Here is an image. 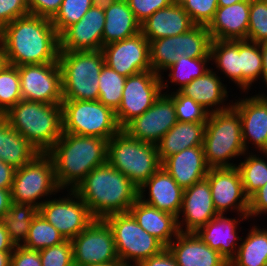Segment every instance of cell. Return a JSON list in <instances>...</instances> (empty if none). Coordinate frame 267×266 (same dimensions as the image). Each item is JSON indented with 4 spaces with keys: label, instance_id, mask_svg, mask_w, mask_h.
<instances>
[{
    "label": "cell",
    "instance_id": "f546056e",
    "mask_svg": "<svg viewBox=\"0 0 267 266\" xmlns=\"http://www.w3.org/2000/svg\"><path fill=\"white\" fill-rule=\"evenodd\" d=\"M206 122H177L156 144L162 162L172 154L203 146Z\"/></svg>",
    "mask_w": 267,
    "mask_h": 266
},
{
    "label": "cell",
    "instance_id": "52a82bcc",
    "mask_svg": "<svg viewBox=\"0 0 267 266\" xmlns=\"http://www.w3.org/2000/svg\"><path fill=\"white\" fill-rule=\"evenodd\" d=\"M107 162L138 188L162 165L155 144L133 139L122 129L108 140Z\"/></svg>",
    "mask_w": 267,
    "mask_h": 266
},
{
    "label": "cell",
    "instance_id": "8fae6325",
    "mask_svg": "<svg viewBox=\"0 0 267 266\" xmlns=\"http://www.w3.org/2000/svg\"><path fill=\"white\" fill-rule=\"evenodd\" d=\"M211 43L212 37L207 27L201 25H195L178 36L152 40L149 42L152 71L162 76L165 69L182 56L210 58Z\"/></svg>",
    "mask_w": 267,
    "mask_h": 266
},
{
    "label": "cell",
    "instance_id": "f1b7e54d",
    "mask_svg": "<svg viewBox=\"0 0 267 266\" xmlns=\"http://www.w3.org/2000/svg\"><path fill=\"white\" fill-rule=\"evenodd\" d=\"M129 213L150 235L167 247L180 233L177 217L156 209L139 198L130 207Z\"/></svg>",
    "mask_w": 267,
    "mask_h": 266
},
{
    "label": "cell",
    "instance_id": "9a60e30c",
    "mask_svg": "<svg viewBox=\"0 0 267 266\" xmlns=\"http://www.w3.org/2000/svg\"><path fill=\"white\" fill-rule=\"evenodd\" d=\"M22 99L47 104L63 101L61 69L58 62L18 66Z\"/></svg>",
    "mask_w": 267,
    "mask_h": 266
},
{
    "label": "cell",
    "instance_id": "f6af8a7d",
    "mask_svg": "<svg viewBox=\"0 0 267 266\" xmlns=\"http://www.w3.org/2000/svg\"><path fill=\"white\" fill-rule=\"evenodd\" d=\"M195 25L208 26L218 9V0H177Z\"/></svg>",
    "mask_w": 267,
    "mask_h": 266
},
{
    "label": "cell",
    "instance_id": "d6986e66",
    "mask_svg": "<svg viewBox=\"0 0 267 266\" xmlns=\"http://www.w3.org/2000/svg\"><path fill=\"white\" fill-rule=\"evenodd\" d=\"M232 106L238 111L241 119L242 140L246 152L252 146L255 151L267 150V93L234 99ZM251 144L252 146L250 147ZM250 149V150H249Z\"/></svg>",
    "mask_w": 267,
    "mask_h": 266
},
{
    "label": "cell",
    "instance_id": "ab89813d",
    "mask_svg": "<svg viewBox=\"0 0 267 266\" xmlns=\"http://www.w3.org/2000/svg\"><path fill=\"white\" fill-rule=\"evenodd\" d=\"M125 82V76L104 64L99 75L98 100L115 112L121 103Z\"/></svg>",
    "mask_w": 267,
    "mask_h": 266
},
{
    "label": "cell",
    "instance_id": "60d3db41",
    "mask_svg": "<svg viewBox=\"0 0 267 266\" xmlns=\"http://www.w3.org/2000/svg\"><path fill=\"white\" fill-rule=\"evenodd\" d=\"M21 100L18 67L6 64L0 71V113L4 115Z\"/></svg>",
    "mask_w": 267,
    "mask_h": 266
},
{
    "label": "cell",
    "instance_id": "83f0119b",
    "mask_svg": "<svg viewBox=\"0 0 267 266\" xmlns=\"http://www.w3.org/2000/svg\"><path fill=\"white\" fill-rule=\"evenodd\" d=\"M195 24L176 0L168 7L157 10L141 24V32L150 42L189 31Z\"/></svg>",
    "mask_w": 267,
    "mask_h": 266
},
{
    "label": "cell",
    "instance_id": "f35d334b",
    "mask_svg": "<svg viewBox=\"0 0 267 266\" xmlns=\"http://www.w3.org/2000/svg\"><path fill=\"white\" fill-rule=\"evenodd\" d=\"M64 241L65 239L60 232L38 212L32 219L31 227L23 246L40 251Z\"/></svg>",
    "mask_w": 267,
    "mask_h": 266
},
{
    "label": "cell",
    "instance_id": "816d5d0a",
    "mask_svg": "<svg viewBox=\"0 0 267 266\" xmlns=\"http://www.w3.org/2000/svg\"><path fill=\"white\" fill-rule=\"evenodd\" d=\"M267 215V182L249 198L248 218Z\"/></svg>",
    "mask_w": 267,
    "mask_h": 266
},
{
    "label": "cell",
    "instance_id": "74e56055",
    "mask_svg": "<svg viewBox=\"0 0 267 266\" xmlns=\"http://www.w3.org/2000/svg\"><path fill=\"white\" fill-rule=\"evenodd\" d=\"M241 92L248 95L252 84L261 80L263 60L260 43L240 40Z\"/></svg>",
    "mask_w": 267,
    "mask_h": 266
},
{
    "label": "cell",
    "instance_id": "9c48e42d",
    "mask_svg": "<svg viewBox=\"0 0 267 266\" xmlns=\"http://www.w3.org/2000/svg\"><path fill=\"white\" fill-rule=\"evenodd\" d=\"M61 106L62 133L109 140L121 130L115 112L99 100H63Z\"/></svg>",
    "mask_w": 267,
    "mask_h": 266
},
{
    "label": "cell",
    "instance_id": "c3c4849f",
    "mask_svg": "<svg viewBox=\"0 0 267 266\" xmlns=\"http://www.w3.org/2000/svg\"><path fill=\"white\" fill-rule=\"evenodd\" d=\"M29 13L27 0H0V30L15 19Z\"/></svg>",
    "mask_w": 267,
    "mask_h": 266
},
{
    "label": "cell",
    "instance_id": "d4e9b609",
    "mask_svg": "<svg viewBox=\"0 0 267 266\" xmlns=\"http://www.w3.org/2000/svg\"><path fill=\"white\" fill-rule=\"evenodd\" d=\"M163 167L184 190L206 178L210 170L203 146H195L175 153L162 161Z\"/></svg>",
    "mask_w": 267,
    "mask_h": 266
},
{
    "label": "cell",
    "instance_id": "ffe728a7",
    "mask_svg": "<svg viewBox=\"0 0 267 266\" xmlns=\"http://www.w3.org/2000/svg\"><path fill=\"white\" fill-rule=\"evenodd\" d=\"M217 215L206 178L184 189L182 207L177 217L180 232H196Z\"/></svg>",
    "mask_w": 267,
    "mask_h": 266
},
{
    "label": "cell",
    "instance_id": "e0dca14e",
    "mask_svg": "<svg viewBox=\"0 0 267 266\" xmlns=\"http://www.w3.org/2000/svg\"><path fill=\"white\" fill-rule=\"evenodd\" d=\"M101 50L105 64L125 77L152 70L149 41L142 32L107 44Z\"/></svg>",
    "mask_w": 267,
    "mask_h": 266
},
{
    "label": "cell",
    "instance_id": "e575fe53",
    "mask_svg": "<svg viewBox=\"0 0 267 266\" xmlns=\"http://www.w3.org/2000/svg\"><path fill=\"white\" fill-rule=\"evenodd\" d=\"M209 63H211L210 58H190L182 56L173 65L165 69L166 73L169 70L168 80H164V76H160L162 93H164L166 89L171 88L169 87L170 83L176 85V87L178 85V88L173 91H179L194 79L201 77L211 68L208 66L210 65Z\"/></svg>",
    "mask_w": 267,
    "mask_h": 266
},
{
    "label": "cell",
    "instance_id": "bcb514c9",
    "mask_svg": "<svg viewBox=\"0 0 267 266\" xmlns=\"http://www.w3.org/2000/svg\"><path fill=\"white\" fill-rule=\"evenodd\" d=\"M42 266H74L71 240L39 251Z\"/></svg>",
    "mask_w": 267,
    "mask_h": 266
},
{
    "label": "cell",
    "instance_id": "8d00e7d4",
    "mask_svg": "<svg viewBox=\"0 0 267 266\" xmlns=\"http://www.w3.org/2000/svg\"><path fill=\"white\" fill-rule=\"evenodd\" d=\"M255 153L252 150L246 152L243 156L244 159H240V163L236 166L241 176L244 193L248 198L267 182V160H265L267 159V153Z\"/></svg>",
    "mask_w": 267,
    "mask_h": 266
},
{
    "label": "cell",
    "instance_id": "44dd1931",
    "mask_svg": "<svg viewBox=\"0 0 267 266\" xmlns=\"http://www.w3.org/2000/svg\"><path fill=\"white\" fill-rule=\"evenodd\" d=\"M104 10L92 6L83 18L59 35L60 51H95L103 47Z\"/></svg>",
    "mask_w": 267,
    "mask_h": 266
},
{
    "label": "cell",
    "instance_id": "94428289",
    "mask_svg": "<svg viewBox=\"0 0 267 266\" xmlns=\"http://www.w3.org/2000/svg\"><path fill=\"white\" fill-rule=\"evenodd\" d=\"M241 1L244 0H218V7L230 6Z\"/></svg>",
    "mask_w": 267,
    "mask_h": 266
},
{
    "label": "cell",
    "instance_id": "f5cc1de1",
    "mask_svg": "<svg viewBox=\"0 0 267 266\" xmlns=\"http://www.w3.org/2000/svg\"><path fill=\"white\" fill-rule=\"evenodd\" d=\"M137 266H178V264L166 247L159 254L147 258L146 260L140 262Z\"/></svg>",
    "mask_w": 267,
    "mask_h": 266
},
{
    "label": "cell",
    "instance_id": "836d02e7",
    "mask_svg": "<svg viewBox=\"0 0 267 266\" xmlns=\"http://www.w3.org/2000/svg\"><path fill=\"white\" fill-rule=\"evenodd\" d=\"M254 225V226H253ZM246 237L242 236L236 256L229 266L267 265V227L261 228L253 223Z\"/></svg>",
    "mask_w": 267,
    "mask_h": 266
},
{
    "label": "cell",
    "instance_id": "be15d7a7",
    "mask_svg": "<svg viewBox=\"0 0 267 266\" xmlns=\"http://www.w3.org/2000/svg\"><path fill=\"white\" fill-rule=\"evenodd\" d=\"M7 64V59L4 55V51L0 45V71L2 70V68Z\"/></svg>",
    "mask_w": 267,
    "mask_h": 266
},
{
    "label": "cell",
    "instance_id": "b9f144b4",
    "mask_svg": "<svg viewBox=\"0 0 267 266\" xmlns=\"http://www.w3.org/2000/svg\"><path fill=\"white\" fill-rule=\"evenodd\" d=\"M92 6V0H63L58 12L51 19L58 35L79 22Z\"/></svg>",
    "mask_w": 267,
    "mask_h": 266
},
{
    "label": "cell",
    "instance_id": "1f68e13d",
    "mask_svg": "<svg viewBox=\"0 0 267 266\" xmlns=\"http://www.w3.org/2000/svg\"><path fill=\"white\" fill-rule=\"evenodd\" d=\"M38 154V150L1 116L0 159L17 169L32 161Z\"/></svg>",
    "mask_w": 267,
    "mask_h": 266
},
{
    "label": "cell",
    "instance_id": "681fc988",
    "mask_svg": "<svg viewBox=\"0 0 267 266\" xmlns=\"http://www.w3.org/2000/svg\"><path fill=\"white\" fill-rule=\"evenodd\" d=\"M10 266H42L40 253L24 246H15Z\"/></svg>",
    "mask_w": 267,
    "mask_h": 266
},
{
    "label": "cell",
    "instance_id": "7dc6e473",
    "mask_svg": "<svg viewBox=\"0 0 267 266\" xmlns=\"http://www.w3.org/2000/svg\"><path fill=\"white\" fill-rule=\"evenodd\" d=\"M175 1L176 0H127L129 8L140 24L157 10L168 7Z\"/></svg>",
    "mask_w": 267,
    "mask_h": 266
},
{
    "label": "cell",
    "instance_id": "680465c9",
    "mask_svg": "<svg viewBox=\"0 0 267 266\" xmlns=\"http://www.w3.org/2000/svg\"><path fill=\"white\" fill-rule=\"evenodd\" d=\"M116 1L117 0H92V5L102 10H106Z\"/></svg>",
    "mask_w": 267,
    "mask_h": 266
},
{
    "label": "cell",
    "instance_id": "603a6c76",
    "mask_svg": "<svg viewBox=\"0 0 267 266\" xmlns=\"http://www.w3.org/2000/svg\"><path fill=\"white\" fill-rule=\"evenodd\" d=\"M138 191V197L144 203L178 217L184 190L163 167L139 187Z\"/></svg>",
    "mask_w": 267,
    "mask_h": 266
},
{
    "label": "cell",
    "instance_id": "9f6ffc18",
    "mask_svg": "<svg viewBox=\"0 0 267 266\" xmlns=\"http://www.w3.org/2000/svg\"><path fill=\"white\" fill-rule=\"evenodd\" d=\"M11 204V190L0 188V219L10 209Z\"/></svg>",
    "mask_w": 267,
    "mask_h": 266
},
{
    "label": "cell",
    "instance_id": "5bb4252c",
    "mask_svg": "<svg viewBox=\"0 0 267 266\" xmlns=\"http://www.w3.org/2000/svg\"><path fill=\"white\" fill-rule=\"evenodd\" d=\"M71 243L74 266L120 261L112 230L104 219H95Z\"/></svg>",
    "mask_w": 267,
    "mask_h": 266
},
{
    "label": "cell",
    "instance_id": "7402d4cb",
    "mask_svg": "<svg viewBox=\"0 0 267 266\" xmlns=\"http://www.w3.org/2000/svg\"><path fill=\"white\" fill-rule=\"evenodd\" d=\"M229 217L226 214H218L195 232L203 242L211 249L217 250L228 262L236 256L241 243L239 241L242 237L238 235V230L242 227L239 225L249 219L248 214H238L237 219Z\"/></svg>",
    "mask_w": 267,
    "mask_h": 266
},
{
    "label": "cell",
    "instance_id": "277c9868",
    "mask_svg": "<svg viewBox=\"0 0 267 266\" xmlns=\"http://www.w3.org/2000/svg\"><path fill=\"white\" fill-rule=\"evenodd\" d=\"M39 153H47L62 135V106L22 99L3 115Z\"/></svg>",
    "mask_w": 267,
    "mask_h": 266
},
{
    "label": "cell",
    "instance_id": "3957f363",
    "mask_svg": "<svg viewBox=\"0 0 267 266\" xmlns=\"http://www.w3.org/2000/svg\"><path fill=\"white\" fill-rule=\"evenodd\" d=\"M107 144L108 140L95 136L62 133L47 152L53 161L59 188L74 190L92 169L105 164Z\"/></svg>",
    "mask_w": 267,
    "mask_h": 266
},
{
    "label": "cell",
    "instance_id": "6da1fadb",
    "mask_svg": "<svg viewBox=\"0 0 267 266\" xmlns=\"http://www.w3.org/2000/svg\"><path fill=\"white\" fill-rule=\"evenodd\" d=\"M0 45L10 65L58 62L59 35L45 17L29 13L5 25L0 30Z\"/></svg>",
    "mask_w": 267,
    "mask_h": 266
},
{
    "label": "cell",
    "instance_id": "91938a15",
    "mask_svg": "<svg viewBox=\"0 0 267 266\" xmlns=\"http://www.w3.org/2000/svg\"><path fill=\"white\" fill-rule=\"evenodd\" d=\"M11 255L12 252H0V266H10Z\"/></svg>",
    "mask_w": 267,
    "mask_h": 266
},
{
    "label": "cell",
    "instance_id": "cb8c5ba5",
    "mask_svg": "<svg viewBox=\"0 0 267 266\" xmlns=\"http://www.w3.org/2000/svg\"><path fill=\"white\" fill-rule=\"evenodd\" d=\"M167 249L178 266H229V262L195 232H180Z\"/></svg>",
    "mask_w": 267,
    "mask_h": 266
},
{
    "label": "cell",
    "instance_id": "ac0fdd59",
    "mask_svg": "<svg viewBox=\"0 0 267 266\" xmlns=\"http://www.w3.org/2000/svg\"><path fill=\"white\" fill-rule=\"evenodd\" d=\"M206 179L210 184L217 214L231 211L248 214L249 198L245 195L237 167L210 168Z\"/></svg>",
    "mask_w": 267,
    "mask_h": 266
},
{
    "label": "cell",
    "instance_id": "db71d44e",
    "mask_svg": "<svg viewBox=\"0 0 267 266\" xmlns=\"http://www.w3.org/2000/svg\"><path fill=\"white\" fill-rule=\"evenodd\" d=\"M15 168L9 164L4 163L0 159V188L5 190H11Z\"/></svg>",
    "mask_w": 267,
    "mask_h": 266
},
{
    "label": "cell",
    "instance_id": "ee69618b",
    "mask_svg": "<svg viewBox=\"0 0 267 266\" xmlns=\"http://www.w3.org/2000/svg\"><path fill=\"white\" fill-rule=\"evenodd\" d=\"M247 40L267 42V4L262 0H250Z\"/></svg>",
    "mask_w": 267,
    "mask_h": 266
},
{
    "label": "cell",
    "instance_id": "4316f807",
    "mask_svg": "<svg viewBox=\"0 0 267 266\" xmlns=\"http://www.w3.org/2000/svg\"><path fill=\"white\" fill-rule=\"evenodd\" d=\"M250 0L218 7L207 26L212 40H247Z\"/></svg>",
    "mask_w": 267,
    "mask_h": 266
},
{
    "label": "cell",
    "instance_id": "4dcf8cb0",
    "mask_svg": "<svg viewBox=\"0 0 267 266\" xmlns=\"http://www.w3.org/2000/svg\"><path fill=\"white\" fill-rule=\"evenodd\" d=\"M103 46L124 40L141 32V24L129 8L127 0H117L104 10Z\"/></svg>",
    "mask_w": 267,
    "mask_h": 266
},
{
    "label": "cell",
    "instance_id": "11a10c76",
    "mask_svg": "<svg viewBox=\"0 0 267 266\" xmlns=\"http://www.w3.org/2000/svg\"><path fill=\"white\" fill-rule=\"evenodd\" d=\"M14 248L15 246L11 242L7 230L0 221V252H13Z\"/></svg>",
    "mask_w": 267,
    "mask_h": 266
},
{
    "label": "cell",
    "instance_id": "7a4b0ae2",
    "mask_svg": "<svg viewBox=\"0 0 267 266\" xmlns=\"http://www.w3.org/2000/svg\"><path fill=\"white\" fill-rule=\"evenodd\" d=\"M74 191L95 219L127 213L139 198L138 187L108 162L92 169Z\"/></svg>",
    "mask_w": 267,
    "mask_h": 266
},
{
    "label": "cell",
    "instance_id": "ba28073f",
    "mask_svg": "<svg viewBox=\"0 0 267 266\" xmlns=\"http://www.w3.org/2000/svg\"><path fill=\"white\" fill-rule=\"evenodd\" d=\"M64 192L55 179L54 164L47 153H39L32 161L15 170L11 201L39 208L50 197ZM45 198V199H44Z\"/></svg>",
    "mask_w": 267,
    "mask_h": 266
},
{
    "label": "cell",
    "instance_id": "7bdbcfd3",
    "mask_svg": "<svg viewBox=\"0 0 267 266\" xmlns=\"http://www.w3.org/2000/svg\"><path fill=\"white\" fill-rule=\"evenodd\" d=\"M168 92L169 90H166L164 93L174 100L178 122H207L209 112L194 99L184 96L179 91Z\"/></svg>",
    "mask_w": 267,
    "mask_h": 266
},
{
    "label": "cell",
    "instance_id": "8992f818",
    "mask_svg": "<svg viewBox=\"0 0 267 266\" xmlns=\"http://www.w3.org/2000/svg\"><path fill=\"white\" fill-rule=\"evenodd\" d=\"M63 100L99 98V75L105 64L102 50L59 51Z\"/></svg>",
    "mask_w": 267,
    "mask_h": 266
},
{
    "label": "cell",
    "instance_id": "d6a6232c",
    "mask_svg": "<svg viewBox=\"0 0 267 266\" xmlns=\"http://www.w3.org/2000/svg\"><path fill=\"white\" fill-rule=\"evenodd\" d=\"M210 63L241 90L240 40H212ZM218 70V71H217Z\"/></svg>",
    "mask_w": 267,
    "mask_h": 266
},
{
    "label": "cell",
    "instance_id": "484cf974",
    "mask_svg": "<svg viewBox=\"0 0 267 266\" xmlns=\"http://www.w3.org/2000/svg\"><path fill=\"white\" fill-rule=\"evenodd\" d=\"M214 70L211 66L201 77L194 79L179 90L184 96L194 99L209 113L226 110L232 106L234 101L231 100L226 104L230 96L227 91L229 88L223 83L224 80H221L223 78L218 76L219 73L216 74Z\"/></svg>",
    "mask_w": 267,
    "mask_h": 266
},
{
    "label": "cell",
    "instance_id": "4fadbf2b",
    "mask_svg": "<svg viewBox=\"0 0 267 266\" xmlns=\"http://www.w3.org/2000/svg\"><path fill=\"white\" fill-rule=\"evenodd\" d=\"M161 93L160 75L152 70L126 77L122 100L115 111L118 126L123 129L134 118L141 116Z\"/></svg>",
    "mask_w": 267,
    "mask_h": 266
},
{
    "label": "cell",
    "instance_id": "d590c367",
    "mask_svg": "<svg viewBox=\"0 0 267 266\" xmlns=\"http://www.w3.org/2000/svg\"><path fill=\"white\" fill-rule=\"evenodd\" d=\"M38 208L29 204H11L10 209L0 219L14 246H23Z\"/></svg>",
    "mask_w": 267,
    "mask_h": 266
},
{
    "label": "cell",
    "instance_id": "6f0895ef",
    "mask_svg": "<svg viewBox=\"0 0 267 266\" xmlns=\"http://www.w3.org/2000/svg\"><path fill=\"white\" fill-rule=\"evenodd\" d=\"M260 51H261L262 60H263L261 82L262 83L264 82L265 87L267 88V42L260 43Z\"/></svg>",
    "mask_w": 267,
    "mask_h": 266
},
{
    "label": "cell",
    "instance_id": "5b68a950",
    "mask_svg": "<svg viewBox=\"0 0 267 266\" xmlns=\"http://www.w3.org/2000/svg\"><path fill=\"white\" fill-rule=\"evenodd\" d=\"M241 119L238 111L230 108L209 113L203 149L210 168L235 167L233 160L246 153L242 140ZM234 158V159H233ZM233 162H230V161Z\"/></svg>",
    "mask_w": 267,
    "mask_h": 266
},
{
    "label": "cell",
    "instance_id": "30bf717a",
    "mask_svg": "<svg viewBox=\"0 0 267 266\" xmlns=\"http://www.w3.org/2000/svg\"><path fill=\"white\" fill-rule=\"evenodd\" d=\"M104 220L112 230L118 258L125 266H137L166 248L145 231L129 212L112 214Z\"/></svg>",
    "mask_w": 267,
    "mask_h": 266
},
{
    "label": "cell",
    "instance_id": "6125c7cd",
    "mask_svg": "<svg viewBox=\"0 0 267 266\" xmlns=\"http://www.w3.org/2000/svg\"><path fill=\"white\" fill-rule=\"evenodd\" d=\"M86 266H125L121 261L107 262L102 264H90Z\"/></svg>",
    "mask_w": 267,
    "mask_h": 266
},
{
    "label": "cell",
    "instance_id": "f907efd6",
    "mask_svg": "<svg viewBox=\"0 0 267 266\" xmlns=\"http://www.w3.org/2000/svg\"><path fill=\"white\" fill-rule=\"evenodd\" d=\"M30 14L52 19L63 0H27Z\"/></svg>",
    "mask_w": 267,
    "mask_h": 266
},
{
    "label": "cell",
    "instance_id": "7c38bea8",
    "mask_svg": "<svg viewBox=\"0 0 267 266\" xmlns=\"http://www.w3.org/2000/svg\"><path fill=\"white\" fill-rule=\"evenodd\" d=\"M59 198H49L38 212L53 225L65 240H72L94 220L88 206L74 190Z\"/></svg>",
    "mask_w": 267,
    "mask_h": 266
},
{
    "label": "cell",
    "instance_id": "2e32d148",
    "mask_svg": "<svg viewBox=\"0 0 267 266\" xmlns=\"http://www.w3.org/2000/svg\"><path fill=\"white\" fill-rule=\"evenodd\" d=\"M177 122L174 100L161 93L150 108L122 130L133 139L156 145Z\"/></svg>",
    "mask_w": 267,
    "mask_h": 266
}]
</instances>
